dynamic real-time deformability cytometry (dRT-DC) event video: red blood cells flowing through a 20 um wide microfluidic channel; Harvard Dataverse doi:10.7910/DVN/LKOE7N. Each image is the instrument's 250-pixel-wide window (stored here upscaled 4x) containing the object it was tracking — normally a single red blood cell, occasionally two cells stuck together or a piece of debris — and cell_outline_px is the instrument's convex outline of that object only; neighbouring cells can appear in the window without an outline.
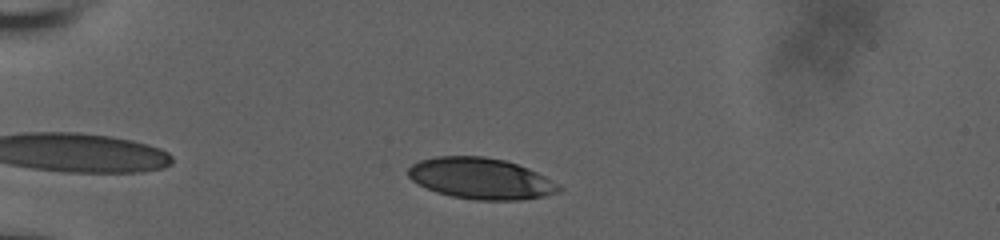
{"species": "human", "species_latin": "Homo sapiens", "temperature_condition": "room temperature", "stored_images_in_passage": 43, "camera_frame_rate_fps": 3000, "um_per_image_px": 0.085, "donor": {"sex": "male"}, "frame": {"image": 1, "passage_image": 8, "time_ms": 2.333, "image_size_px": [1000, 240], "cell_outline_px": [[564, 188], [560, 192], [544, 196], [524, 200], [476, 200], [452, 196], [436, 192], [412, 180], [408, 176], [408, 168], [412, 164], [420, 160], [436, 156], [484, 156], [504, 160], [528, 168], [544, 176]], "centroid_in_image_um": [40.88, 15.17], "position_along_channel_um": 44.1, "area_um2": 36.07}}
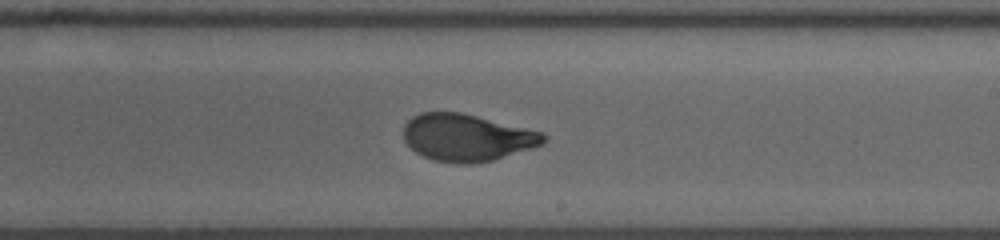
{"frame": {"image": 2, "passage_image": 28, "time_ms": 9.0, "image_size_px": [1000, 240], "cell_outline_px": [[548, 136], [544, 144], [532, 148], [492, 160], [472, 164], [460, 164], [432, 160], [416, 152], [404, 140], [404, 124], [412, 116], [420, 112], [460, 112], [544, 132]], "centroid_in_image_um": [39.7, 11.69], "position_along_channel_um": 249.3, "area_um2": 38.49}}
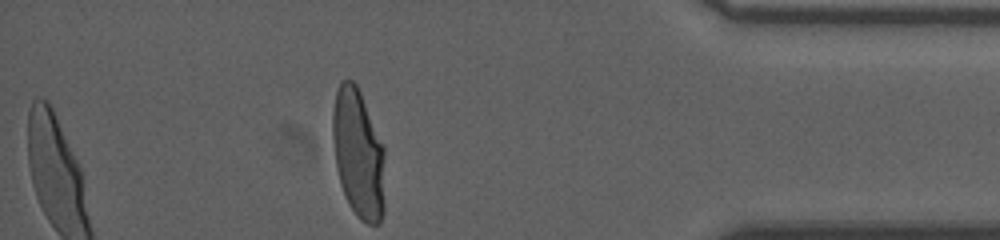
{"frame": {"image": 3, "passage_image": 43, "time_ms": 14.0, "image_size_px": [1000, 240], "cell_outline_px": [[384, 212], [380, 224], [368, 224], [360, 220], [356, 216], [348, 204], [344, 196], [340, 184], [336, 168], [332, 136], [332, 112], [336, 92], [340, 84], [344, 80], [352, 80], [356, 84], [360, 92], [384, 148]], "centroid_in_image_um": [30.45, 13.13], "position_along_channel_um": 404.8, "area_um2": 39.54}, "authors_computed_cell_mechanics": {"area_um2": 38.8416, "velocity_mm_per_s": 3.7477, "shape_relaxation_time_tau1_ms": 4.3804, "shape_relaxation_time_tau2_ms": null, "deformation_change_tau1": 0.2105, "deformation_change_tau2": null}}